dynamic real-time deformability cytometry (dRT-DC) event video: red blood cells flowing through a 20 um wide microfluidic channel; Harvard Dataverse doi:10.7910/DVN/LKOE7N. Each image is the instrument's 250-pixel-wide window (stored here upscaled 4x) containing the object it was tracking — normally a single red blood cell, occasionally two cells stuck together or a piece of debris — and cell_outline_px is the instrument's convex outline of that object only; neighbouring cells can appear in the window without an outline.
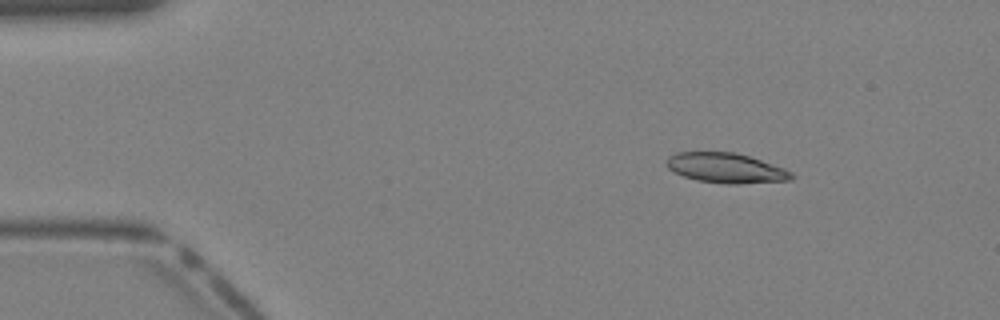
{"species": "Egyptian fruit bat (a non-hibernating species)", "species_latin": "Rousettus aegyptiacus", "temperature_condition": "warm", "stored_images_in_passage": 37, "camera_frame_rate_fps": 3000, "um_per_image_px": 0.085, "animal": {"sex": "female"}, "frame": {"image": 1, "passage_image": 3, "time_ms": 0.667, "image_size_px": [1000, 320], "cell_outline_px": [[796, 176], [792, 180], [736, 184], [724, 184], [696, 180], [684, 176], [668, 168], [668, 156], [676, 152], [736, 152], [784, 168], [792, 172]], "centroid_in_image_um": [61.74, 14.29], "position_along_channel_um": 23.3, "area_um2": 21.73}}
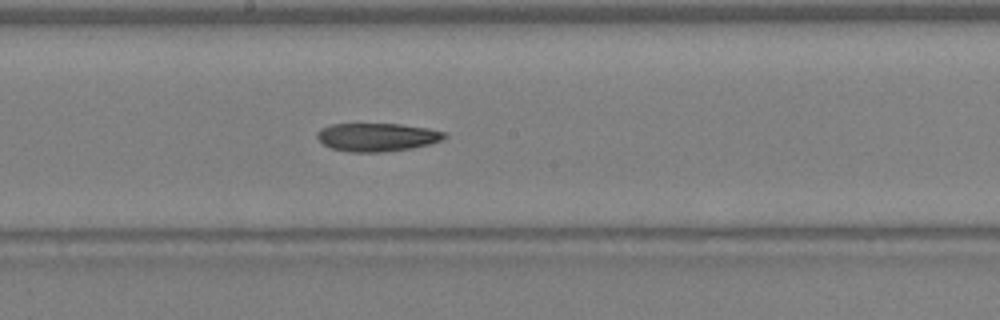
{"frame": {"image": 2, "passage_image": 19, "time_ms": 6.0, "image_size_px": [1000, 320], "cell_outline_px": [[448, 136], [444, 140], [412, 148], [380, 152], [352, 152], [332, 148], [324, 144], [316, 136], [316, 132], [320, 128], [332, 124], [400, 124], [428, 128], [444, 132]], "centroid_in_image_um": [32.06, 11.65], "position_along_channel_um": 216.1, "area_um2": 20.92}}
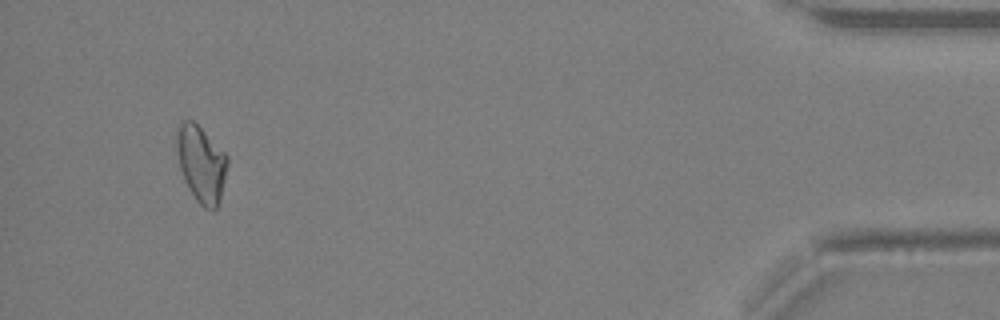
{"frame": {"image": 3, "passage_image": 35, "time_ms": 11.333, "image_size_px": [1000, 320], "cell_outline_px": [[228, 164], [220, 200], [216, 208], [204, 208], [196, 200], [188, 188], [184, 180], [180, 168], [176, 152], [176, 132], [180, 124], [184, 120], [192, 120], [228, 156]], "centroid_in_image_um": [17.09, 13.93], "position_along_channel_um": 418.1, "area_um2": 22.37}}